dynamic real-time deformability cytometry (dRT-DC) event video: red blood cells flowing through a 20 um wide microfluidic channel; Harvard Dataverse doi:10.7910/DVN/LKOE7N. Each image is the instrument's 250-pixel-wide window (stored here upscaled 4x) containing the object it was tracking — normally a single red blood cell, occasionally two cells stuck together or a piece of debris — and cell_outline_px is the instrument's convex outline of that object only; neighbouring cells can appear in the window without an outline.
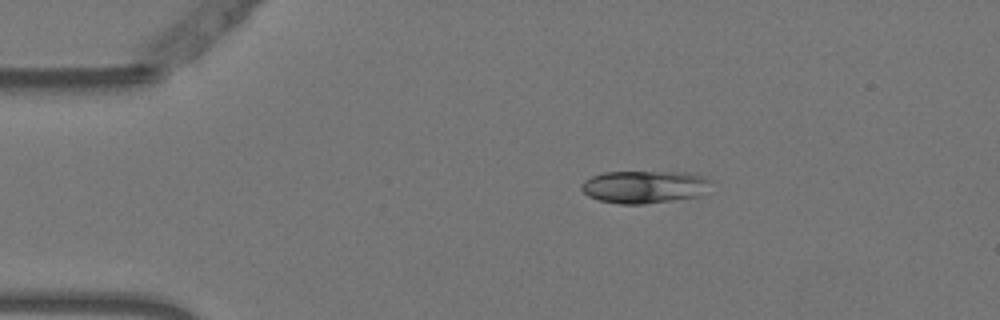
{"species": "Egyptian fruit bat (a non-hibernating species)", "species_latin": "Rousettus aegyptiacus", "temperature_condition": "warm", "stored_images_in_passage": 38, "camera_frame_rate_fps": 3000, "um_per_image_px": 0.085, "animal": {"sex": "female"}, "frame": {"image": 1, "passage_image": 1, "time_ms": 0.0, "image_size_px": [1000, 320], "cell_outline_px": [[716, 180], [696, 196], [672, 200], [644, 204], [620, 204], [600, 200], [588, 196], [580, 188], [580, 184], [584, 180], [592, 176], [604, 172], [688, 172], [704, 176]], "centroid_in_image_um": [54.76, 15.86], "position_along_channel_um": 30.2, "area_um2": 24.62}}
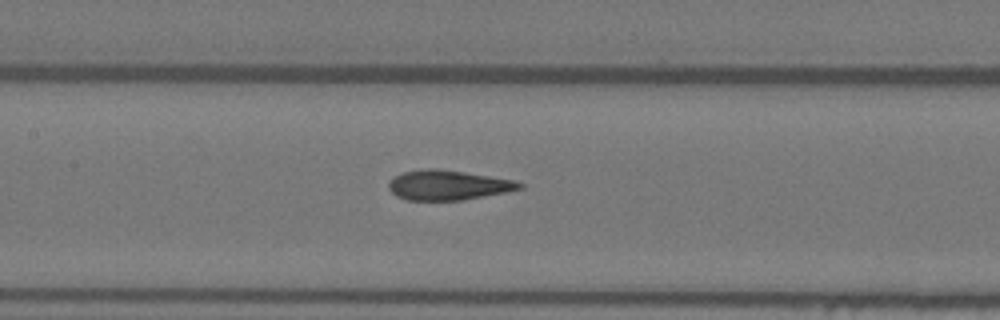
{"frame": {"image": 2, "passage_image": 16, "time_ms": 5.0, "image_size_px": [1000, 320], "cell_outline_px": [[524, 188], [504, 192], [460, 200], [408, 200], [396, 196], [388, 188], [388, 184], [396, 176], [404, 172], [428, 168], [436, 168], [464, 172], [512, 180], [524, 184]], "centroid_in_image_um": [38.06, 15.73], "position_along_channel_um": 169.3, "area_um2": 22.31}}
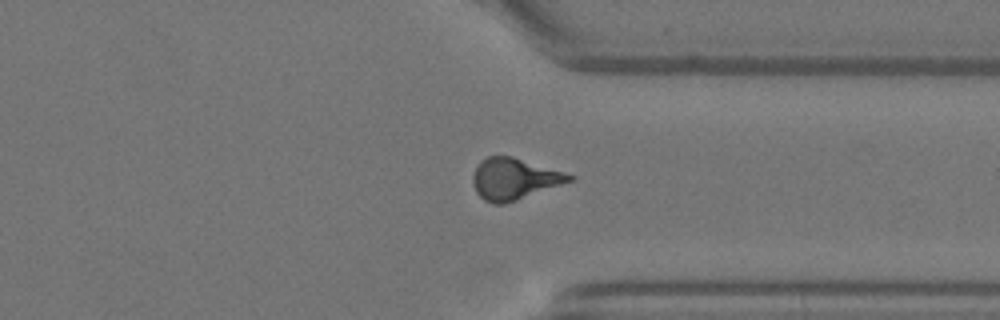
{"frame": {"image": 3, "passage_image": 32, "time_ms": 10.333, "image_size_px": [1000, 320], "cell_outline_px": [[576, 176], [572, 180], [516, 200], [504, 204], [492, 204], [484, 200], [476, 192], [472, 180], [472, 176], [476, 164], [480, 160], [488, 156], [512, 156], [564, 172]], "centroid_in_image_um": [43.65, 15.19], "position_along_channel_um": 367.8, "area_um2": 23.12}}